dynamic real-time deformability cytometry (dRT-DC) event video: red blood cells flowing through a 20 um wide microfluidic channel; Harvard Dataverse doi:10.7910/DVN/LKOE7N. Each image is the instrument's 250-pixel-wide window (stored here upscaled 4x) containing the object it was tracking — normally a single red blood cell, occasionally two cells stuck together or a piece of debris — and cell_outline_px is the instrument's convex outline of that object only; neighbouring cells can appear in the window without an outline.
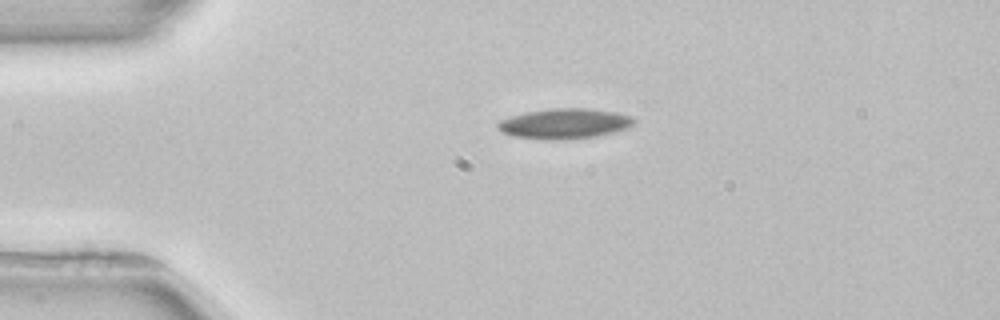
{"species": "common noctule bat (a hibernating species)", "species_latin": "Nyctalus noctula", "temperature_condition": "room temperature", "stored_images_in_passage": 2, "camera_frame_rate_fps": 3000, "um_per_image_px": 0.085, "animal": {"sex": "female", "body_mass_g": 22.7, "forearm_length_mm": 54.2}, "frame": {"image": 1, "passage_image": 1, "time_ms": 0.0, "image_size_px": [1000, 320], "cell_outline_px": [[636, 120], [628, 128], [596, 136], [564, 140], [544, 140], [512, 136], [500, 132], [496, 128], [496, 124], [500, 120], [524, 112], [548, 108], [588, 108], [616, 112], [632, 116]], "centroid_in_image_um": [47.94, 10.51], "position_along_channel_um": 37.1, "area_um2": 24.33}}